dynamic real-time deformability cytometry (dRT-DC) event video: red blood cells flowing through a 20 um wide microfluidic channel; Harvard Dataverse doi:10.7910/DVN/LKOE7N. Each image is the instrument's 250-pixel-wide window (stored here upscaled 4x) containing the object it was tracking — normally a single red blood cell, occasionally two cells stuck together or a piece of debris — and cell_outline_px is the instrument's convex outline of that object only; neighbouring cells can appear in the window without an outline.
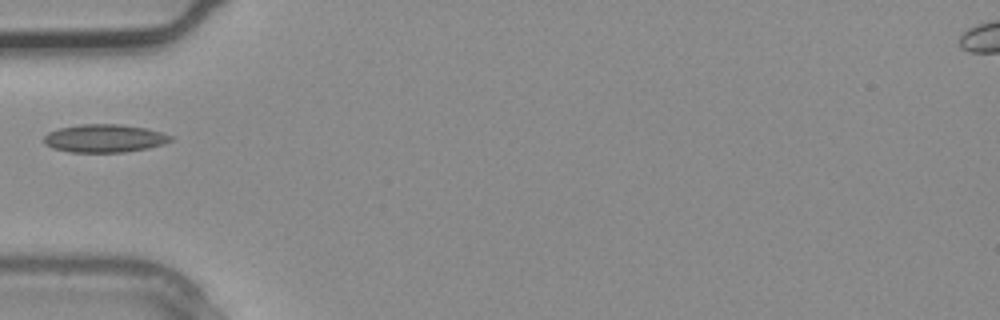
{"species": "common noctule bat (a hibernating species)", "species_latin": "Nyctalus noctula", "temperature_condition": "warm", "stored_images_in_passage": 2, "camera_frame_rate_fps": 3000, "um_per_image_px": 0.085, "animal": {"sex": "male", "body_mass_g": 20.4}, "frame": {"image": 1, "passage_image": 1, "time_ms": 0.0, "image_size_px": [1000, 320], "cell_outline_px": [[172, 140], [164, 144], [148, 148], [124, 152], [68, 152], [52, 148], [44, 144], [44, 136], [48, 132], [60, 128], [84, 124], [120, 124], [148, 128], [172, 136]], "centroid_in_image_um": [8.88, 11.76], "position_along_channel_um": 76.1, "area_um2": 20.75}}